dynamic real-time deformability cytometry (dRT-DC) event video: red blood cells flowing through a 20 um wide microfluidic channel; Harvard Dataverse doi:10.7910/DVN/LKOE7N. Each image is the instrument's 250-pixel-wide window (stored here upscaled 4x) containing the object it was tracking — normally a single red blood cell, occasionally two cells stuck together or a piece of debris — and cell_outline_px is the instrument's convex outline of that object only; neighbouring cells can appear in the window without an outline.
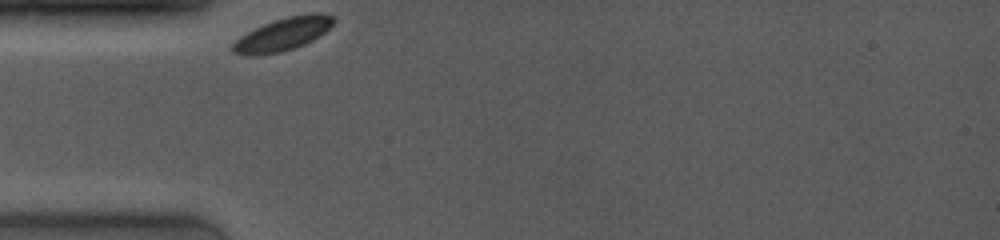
{"species": "common noctule bat (a hibernating species)", "species_latin": "Nyctalus noctula", "temperature_condition": "room temperature", "stored_images_in_passage": 32, "camera_frame_rate_fps": 4000, "um_per_image_px": 0.085, "animal": {"sex": "female", "body_mass_g": 19.0, "forearm_length_mm": 53.3}, "frame": {"image": 1, "passage_image": 1, "time_ms": 0.0, "image_size_px": [1000, 240], "cell_outline_px": [[336, 20], [324, 32], [312, 40], [304, 44], [280, 52], [244, 56], [232, 52], [232, 44], [240, 36], [272, 20], [288, 16], [316, 12], [332, 16]], "centroid_in_image_um": [24.02, 2.9], "position_along_channel_um": 61.0, "area_um2": 19.02}}
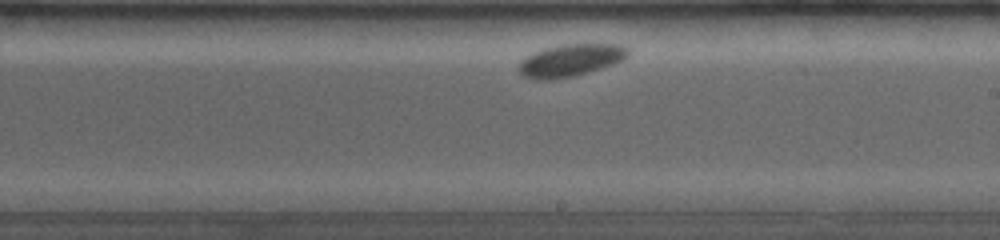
{"frame": {"image": 2, "passage_image": 17, "time_ms": 5.25, "image_size_px": [1000, 240], "cell_outline_px": [[628, 56], [624, 60], [616, 64], [588, 72], [572, 76], [552, 80], [540, 80], [524, 76], [516, 68], [520, 60], [532, 52], [544, 48], [564, 44], [620, 44], [628, 48]], "centroid_in_image_um": [48.48, 5.12], "position_along_channel_um": 240.5, "area_um2": 20.81}}
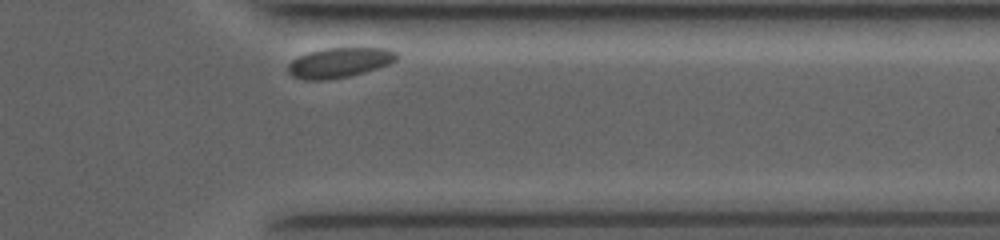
{"frame": {"image": 3, "passage_image": 30, "time_ms": 9.25, "image_size_px": [1000, 240], "cell_outline_px": [[400, 56], [396, 60], [388, 64], [364, 72], [348, 76], [328, 80], [304, 80], [292, 76], [288, 72], [288, 64], [292, 60], [308, 52], [324, 48], [388, 48], [396, 52]], "centroid_in_image_um": [28.84, 5.32], "position_along_channel_um": 382.6, "area_um2": 18.96}}